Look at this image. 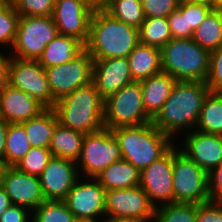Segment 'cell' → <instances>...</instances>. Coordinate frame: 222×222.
Instances as JSON below:
<instances>
[{"instance_id": "cell-1", "label": "cell", "mask_w": 222, "mask_h": 222, "mask_svg": "<svg viewBox=\"0 0 222 222\" xmlns=\"http://www.w3.org/2000/svg\"><path fill=\"white\" fill-rule=\"evenodd\" d=\"M208 92L206 82L176 81L170 96L152 123L171 138L179 130L196 128Z\"/></svg>"}, {"instance_id": "cell-2", "label": "cell", "mask_w": 222, "mask_h": 222, "mask_svg": "<svg viewBox=\"0 0 222 222\" xmlns=\"http://www.w3.org/2000/svg\"><path fill=\"white\" fill-rule=\"evenodd\" d=\"M139 43V29L113 18L103 8L93 12L85 49L93 60L128 57Z\"/></svg>"}, {"instance_id": "cell-3", "label": "cell", "mask_w": 222, "mask_h": 222, "mask_svg": "<svg viewBox=\"0 0 222 222\" xmlns=\"http://www.w3.org/2000/svg\"><path fill=\"white\" fill-rule=\"evenodd\" d=\"M111 131L120 147L122 159L139 171L163 157L174 146V139L160 131L152 122L116 127Z\"/></svg>"}, {"instance_id": "cell-4", "label": "cell", "mask_w": 222, "mask_h": 222, "mask_svg": "<svg viewBox=\"0 0 222 222\" xmlns=\"http://www.w3.org/2000/svg\"><path fill=\"white\" fill-rule=\"evenodd\" d=\"M63 126L83 134L102 130L104 125V99L93 83L77 88L53 106Z\"/></svg>"}, {"instance_id": "cell-5", "label": "cell", "mask_w": 222, "mask_h": 222, "mask_svg": "<svg viewBox=\"0 0 222 222\" xmlns=\"http://www.w3.org/2000/svg\"><path fill=\"white\" fill-rule=\"evenodd\" d=\"M160 50L163 72L177 81L206 82L210 52L192 38H172Z\"/></svg>"}, {"instance_id": "cell-6", "label": "cell", "mask_w": 222, "mask_h": 222, "mask_svg": "<svg viewBox=\"0 0 222 222\" xmlns=\"http://www.w3.org/2000/svg\"><path fill=\"white\" fill-rule=\"evenodd\" d=\"M152 122L146 114L140 81H133L104 99V125L113 129Z\"/></svg>"}, {"instance_id": "cell-7", "label": "cell", "mask_w": 222, "mask_h": 222, "mask_svg": "<svg viewBox=\"0 0 222 222\" xmlns=\"http://www.w3.org/2000/svg\"><path fill=\"white\" fill-rule=\"evenodd\" d=\"M209 201V173L174 146L173 202L203 204Z\"/></svg>"}, {"instance_id": "cell-8", "label": "cell", "mask_w": 222, "mask_h": 222, "mask_svg": "<svg viewBox=\"0 0 222 222\" xmlns=\"http://www.w3.org/2000/svg\"><path fill=\"white\" fill-rule=\"evenodd\" d=\"M58 34L53 16H20L13 43V57L38 60L46 45Z\"/></svg>"}, {"instance_id": "cell-9", "label": "cell", "mask_w": 222, "mask_h": 222, "mask_svg": "<svg viewBox=\"0 0 222 222\" xmlns=\"http://www.w3.org/2000/svg\"><path fill=\"white\" fill-rule=\"evenodd\" d=\"M94 60L86 49L65 64L45 68L47 81L56 102L80 87L92 83Z\"/></svg>"}, {"instance_id": "cell-10", "label": "cell", "mask_w": 222, "mask_h": 222, "mask_svg": "<svg viewBox=\"0 0 222 222\" xmlns=\"http://www.w3.org/2000/svg\"><path fill=\"white\" fill-rule=\"evenodd\" d=\"M122 159L118 142L111 129L85 134L79 160L81 170L89 178H96L113 162Z\"/></svg>"}, {"instance_id": "cell-11", "label": "cell", "mask_w": 222, "mask_h": 222, "mask_svg": "<svg viewBox=\"0 0 222 222\" xmlns=\"http://www.w3.org/2000/svg\"><path fill=\"white\" fill-rule=\"evenodd\" d=\"M8 81L12 87L21 89L46 108H53L45 68L37 60L19 59L11 55Z\"/></svg>"}, {"instance_id": "cell-12", "label": "cell", "mask_w": 222, "mask_h": 222, "mask_svg": "<svg viewBox=\"0 0 222 222\" xmlns=\"http://www.w3.org/2000/svg\"><path fill=\"white\" fill-rule=\"evenodd\" d=\"M173 164L174 146L163 157L140 171L139 186L154 207L158 206L156 200L160 205L173 203Z\"/></svg>"}, {"instance_id": "cell-13", "label": "cell", "mask_w": 222, "mask_h": 222, "mask_svg": "<svg viewBox=\"0 0 222 222\" xmlns=\"http://www.w3.org/2000/svg\"><path fill=\"white\" fill-rule=\"evenodd\" d=\"M0 186L5 190L12 204L34 211L46 201L39 176L17 170L14 166H3L0 172Z\"/></svg>"}, {"instance_id": "cell-14", "label": "cell", "mask_w": 222, "mask_h": 222, "mask_svg": "<svg viewBox=\"0 0 222 222\" xmlns=\"http://www.w3.org/2000/svg\"><path fill=\"white\" fill-rule=\"evenodd\" d=\"M94 11L95 8L85 0L55 1L52 16L58 34L74 37L85 45Z\"/></svg>"}, {"instance_id": "cell-15", "label": "cell", "mask_w": 222, "mask_h": 222, "mask_svg": "<svg viewBox=\"0 0 222 222\" xmlns=\"http://www.w3.org/2000/svg\"><path fill=\"white\" fill-rule=\"evenodd\" d=\"M154 208L140 186L106 191L107 218H142L152 221Z\"/></svg>"}, {"instance_id": "cell-16", "label": "cell", "mask_w": 222, "mask_h": 222, "mask_svg": "<svg viewBox=\"0 0 222 222\" xmlns=\"http://www.w3.org/2000/svg\"><path fill=\"white\" fill-rule=\"evenodd\" d=\"M90 179L94 181L81 183L78 178L63 200L75 218H105L106 190L96 178Z\"/></svg>"}, {"instance_id": "cell-17", "label": "cell", "mask_w": 222, "mask_h": 222, "mask_svg": "<svg viewBox=\"0 0 222 222\" xmlns=\"http://www.w3.org/2000/svg\"><path fill=\"white\" fill-rule=\"evenodd\" d=\"M78 163L52 156L48 165L39 175L40 184L46 200H64L80 176Z\"/></svg>"}, {"instance_id": "cell-18", "label": "cell", "mask_w": 222, "mask_h": 222, "mask_svg": "<svg viewBox=\"0 0 222 222\" xmlns=\"http://www.w3.org/2000/svg\"><path fill=\"white\" fill-rule=\"evenodd\" d=\"M131 82L133 78L127 57L94 60L92 83L103 99Z\"/></svg>"}, {"instance_id": "cell-19", "label": "cell", "mask_w": 222, "mask_h": 222, "mask_svg": "<svg viewBox=\"0 0 222 222\" xmlns=\"http://www.w3.org/2000/svg\"><path fill=\"white\" fill-rule=\"evenodd\" d=\"M194 131L186 136L185 149L180 151L210 173L222 164V135Z\"/></svg>"}, {"instance_id": "cell-20", "label": "cell", "mask_w": 222, "mask_h": 222, "mask_svg": "<svg viewBox=\"0 0 222 222\" xmlns=\"http://www.w3.org/2000/svg\"><path fill=\"white\" fill-rule=\"evenodd\" d=\"M45 109L38 100L10 84L0 92V117L7 123L26 122Z\"/></svg>"}, {"instance_id": "cell-21", "label": "cell", "mask_w": 222, "mask_h": 222, "mask_svg": "<svg viewBox=\"0 0 222 222\" xmlns=\"http://www.w3.org/2000/svg\"><path fill=\"white\" fill-rule=\"evenodd\" d=\"M176 81L163 71L140 81L145 112L151 119L157 115L165 104Z\"/></svg>"}, {"instance_id": "cell-22", "label": "cell", "mask_w": 222, "mask_h": 222, "mask_svg": "<svg viewBox=\"0 0 222 222\" xmlns=\"http://www.w3.org/2000/svg\"><path fill=\"white\" fill-rule=\"evenodd\" d=\"M84 49L85 45L80 40L71 36L57 34L46 45L37 61L44 68L65 64L70 62Z\"/></svg>"}, {"instance_id": "cell-23", "label": "cell", "mask_w": 222, "mask_h": 222, "mask_svg": "<svg viewBox=\"0 0 222 222\" xmlns=\"http://www.w3.org/2000/svg\"><path fill=\"white\" fill-rule=\"evenodd\" d=\"M127 58L133 81H142L162 71L160 48L139 42Z\"/></svg>"}, {"instance_id": "cell-24", "label": "cell", "mask_w": 222, "mask_h": 222, "mask_svg": "<svg viewBox=\"0 0 222 222\" xmlns=\"http://www.w3.org/2000/svg\"><path fill=\"white\" fill-rule=\"evenodd\" d=\"M96 179L108 190L126 189L139 186L140 171L125 159L113 162Z\"/></svg>"}, {"instance_id": "cell-25", "label": "cell", "mask_w": 222, "mask_h": 222, "mask_svg": "<svg viewBox=\"0 0 222 222\" xmlns=\"http://www.w3.org/2000/svg\"><path fill=\"white\" fill-rule=\"evenodd\" d=\"M32 147L49 148L51 138L60 124L53 108H46L39 115L21 123Z\"/></svg>"}, {"instance_id": "cell-26", "label": "cell", "mask_w": 222, "mask_h": 222, "mask_svg": "<svg viewBox=\"0 0 222 222\" xmlns=\"http://www.w3.org/2000/svg\"><path fill=\"white\" fill-rule=\"evenodd\" d=\"M85 134L69 129L62 124L57 126L51 138L49 149L53 156L72 160L77 163L81 155Z\"/></svg>"}, {"instance_id": "cell-27", "label": "cell", "mask_w": 222, "mask_h": 222, "mask_svg": "<svg viewBox=\"0 0 222 222\" xmlns=\"http://www.w3.org/2000/svg\"><path fill=\"white\" fill-rule=\"evenodd\" d=\"M192 39L209 52L222 45V12L212 9L194 30Z\"/></svg>"}, {"instance_id": "cell-28", "label": "cell", "mask_w": 222, "mask_h": 222, "mask_svg": "<svg viewBox=\"0 0 222 222\" xmlns=\"http://www.w3.org/2000/svg\"><path fill=\"white\" fill-rule=\"evenodd\" d=\"M197 131L222 135V93L208 92L205 96Z\"/></svg>"}, {"instance_id": "cell-29", "label": "cell", "mask_w": 222, "mask_h": 222, "mask_svg": "<svg viewBox=\"0 0 222 222\" xmlns=\"http://www.w3.org/2000/svg\"><path fill=\"white\" fill-rule=\"evenodd\" d=\"M21 123H8L5 155L1 160L2 166H15L31 149Z\"/></svg>"}, {"instance_id": "cell-30", "label": "cell", "mask_w": 222, "mask_h": 222, "mask_svg": "<svg viewBox=\"0 0 222 222\" xmlns=\"http://www.w3.org/2000/svg\"><path fill=\"white\" fill-rule=\"evenodd\" d=\"M172 38L166 17H145L139 28V42L144 45L161 49Z\"/></svg>"}, {"instance_id": "cell-31", "label": "cell", "mask_w": 222, "mask_h": 222, "mask_svg": "<svg viewBox=\"0 0 222 222\" xmlns=\"http://www.w3.org/2000/svg\"><path fill=\"white\" fill-rule=\"evenodd\" d=\"M103 9L113 18L137 29L145 19L141 0H109Z\"/></svg>"}, {"instance_id": "cell-32", "label": "cell", "mask_w": 222, "mask_h": 222, "mask_svg": "<svg viewBox=\"0 0 222 222\" xmlns=\"http://www.w3.org/2000/svg\"><path fill=\"white\" fill-rule=\"evenodd\" d=\"M198 204L173 202L154 208L155 222H196Z\"/></svg>"}, {"instance_id": "cell-33", "label": "cell", "mask_w": 222, "mask_h": 222, "mask_svg": "<svg viewBox=\"0 0 222 222\" xmlns=\"http://www.w3.org/2000/svg\"><path fill=\"white\" fill-rule=\"evenodd\" d=\"M32 213V222H74L76 219L63 200H46Z\"/></svg>"}, {"instance_id": "cell-34", "label": "cell", "mask_w": 222, "mask_h": 222, "mask_svg": "<svg viewBox=\"0 0 222 222\" xmlns=\"http://www.w3.org/2000/svg\"><path fill=\"white\" fill-rule=\"evenodd\" d=\"M52 156L49 148L31 147L29 152L14 167L23 173L39 176Z\"/></svg>"}, {"instance_id": "cell-35", "label": "cell", "mask_w": 222, "mask_h": 222, "mask_svg": "<svg viewBox=\"0 0 222 222\" xmlns=\"http://www.w3.org/2000/svg\"><path fill=\"white\" fill-rule=\"evenodd\" d=\"M20 15L14 6L0 0V45L13 46Z\"/></svg>"}, {"instance_id": "cell-36", "label": "cell", "mask_w": 222, "mask_h": 222, "mask_svg": "<svg viewBox=\"0 0 222 222\" xmlns=\"http://www.w3.org/2000/svg\"><path fill=\"white\" fill-rule=\"evenodd\" d=\"M178 9L186 14L187 29L193 31L204 21L212 10L195 0H180Z\"/></svg>"}, {"instance_id": "cell-37", "label": "cell", "mask_w": 222, "mask_h": 222, "mask_svg": "<svg viewBox=\"0 0 222 222\" xmlns=\"http://www.w3.org/2000/svg\"><path fill=\"white\" fill-rule=\"evenodd\" d=\"M54 0H19L15 5L20 16H52Z\"/></svg>"}, {"instance_id": "cell-38", "label": "cell", "mask_w": 222, "mask_h": 222, "mask_svg": "<svg viewBox=\"0 0 222 222\" xmlns=\"http://www.w3.org/2000/svg\"><path fill=\"white\" fill-rule=\"evenodd\" d=\"M206 85L210 92L222 93V45L210 52L209 74Z\"/></svg>"}, {"instance_id": "cell-39", "label": "cell", "mask_w": 222, "mask_h": 222, "mask_svg": "<svg viewBox=\"0 0 222 222\" xmlns=\"http://www.w3.org/2000/svg\"><path fill=\"white\" fill-rule=\"evenodd\" d=\"M180 0H141L145 17H168L178 9Z\"/></svg>"}, {"instance_id": "cell-40", "label": "cell", "mask_w": 222, "mask_h": 222, "mask_svg": "<svg viewBox=\"0 0 222 222\" xmlns=\"http://www.w3.org/2000/svg\"><path fill=\"white\" fill-rule=\"evenodd\" d=\"M169 27L173 38H192L194 31L187 29L186 14L179 9L175 10L168 17Z\"/></svg>"}, {"instance_id": "cell-41", "label": "cell", "mask_w": 222, "mask_h": 222, "mask_svg": "<svg viewBox=\"0 0 222 222\" xmlns=\"http://www.w3.org/2000/svg\"><path fill=\"white\" fill-rule=\"evenodd\" d=\"M196 222H222V204L211 201L198 204Z\"/></svg>"}, {"instance_id": "cell-42", "label": "cell", "mask_w": 222, "mask_h": 222, "mask_svg": "<svg viewBox=\"0 0 222 222\" xmlns=\"http://www.w3.org/2000/svg\"><path fill=\"white\" fill-rule=\"evenodd\" d=\"M210 201L222 204V164L209 173Z\"/></svg>"}, {"instance_id": "cell-43", "label": "cell", "mask_w": 222, "mask_h": 222, "mask_svg": "<svg viewBox=\"0 0 222 222\" xmlns=\"http://www.w3.org/2000/svg\"><path fill=\"white\" fill-rule=\"evenodd\" d=\"M26 207L15 204L10 205L0 216V222H28V210Z\"/></svg>"}, {"instance_id": "cell-44", "label": "cell", "mask_w": 222, "mask_h": 222, "mask_svg": "<svg viewBox=\"0 0 222 222\" xmlns=\"http://www.w3.org/2000/svg\"><path fill=\"white\" fill-rule=\"evenodd\" d=\"M11 56H3L0 54V92L9 84V64Z\"/></svg>"}, {"instance_id": "cell-45", "label": "cell", "mask_w": 222, "mask_h": 222, "mask_svg": "<svg viewBox=\"0 0 222 222\" xmlns=\"http://www.w3.org/2000/svg\"><path fill=\"white\" fill-rule=\"evenodd\" d=\"M8 123L0 117V160L4 158Z\"/></svg>"}, {"instance_id": "cell-46", "label": "cell", "mask_w": 222, "mask_h": 222, "mask_svg": "<svg viewBox=\"0 0 222 222\" xmlns=\"http://www.w3.org/2000/svg\"><path fill=\"white\" fill-rule=\"evenodd\" d=\"M12 205L9 196L5 190L0 186V216Z\"/></svg>"}, {"instance_id": "cell-47", "label": "cell", "mask_w": 222, "mask_h": 222, "mask_svg": "<svg viewBox=\"0 0 222 222\" xmlns=\"http://www.w3.org/2000/svg\"><path fill=\"white\" fill-rule=\"evenodd\" d=\"M149 222V220L142 218H120V217H112L106 218L103 222Z\"/></svg>"}, {"instance_id": "cell-48", "label": "cell", "mask_w": 222, "mask_h": 222, "mask_svg": "<svg viewBox=\"0 0 222 222\" xmlns=\"http://www.w3.org/2000/svg\"><path fill=\"white\" fill-rule=\"evenodd\" d=\"M85 1L95 9H102L106 6L109 0H85Z\"/></svg>"}, {"instance_id": "cell-49", "label": "cell", "mask_w": 222, "mask_h": 222, "mask_svg": "<svg viewBox=\"0 0 222 222\" xmlns=\"http://www.w3.org/2000/svg\"><path fill=\"white\" fill-rule=\"evenodd\" d=\"M195 1H198L199 3L209 7L210 9H215L216 6V0H195Z\"/></svg>"}, {"instance_id": "cell-50", "label": "cell", "mask_w": 222, "mask_h": 222, "mask_svg": "<svg viewBox=\"0 0 222 222\" xmlns=\"http://www.w3.org/2000/svg\"><path fill=\"white\" fill-rule=\"evenodd\" d=\"M98 220L96 219H83V218H76L74 222H97ZM103 222V221H99Z\"/></svg>"}, {"instance_id": "cell-51", "label": "cell", "mask_w": 222, "mask_h": 222, "mask_svg": "<svg viewBox=\"0 0 222 222\" xmlns=\"http://www.w3.org/2000/svg\"><path fill=\"white\" fill-rule=\"evenodd\" d=\"M215 10H222V0H216Z\"/></svg>"}, {"instance_id": "cell-52", "label": "cell", "mask_w": 222, "mask_h": 222, "mask_svg": "<svg viewBox=\"0 0 222 222\" xmlns=\"http://www.w3.org/2000/svg\"><path fill=\"white\" fill-rule=\"evenodd\" d=\"M3 2L14 6L19 0H2Z\"/></svg>"}, {"instance_id": "cell-53", "label": "cell", "mask_w": 222, "mask_h": 222, "mask_svg": "<svg viewBox=\"0 0 222 222\" xmlns=\"http://www.w3.org/2000/svg\"><path fill=\"white\" fill-rule=\"evenodd\" d=\"M2 167H3V166H2V163H1V160H0V172H1Z\"/></svg>"}]
</instances>
